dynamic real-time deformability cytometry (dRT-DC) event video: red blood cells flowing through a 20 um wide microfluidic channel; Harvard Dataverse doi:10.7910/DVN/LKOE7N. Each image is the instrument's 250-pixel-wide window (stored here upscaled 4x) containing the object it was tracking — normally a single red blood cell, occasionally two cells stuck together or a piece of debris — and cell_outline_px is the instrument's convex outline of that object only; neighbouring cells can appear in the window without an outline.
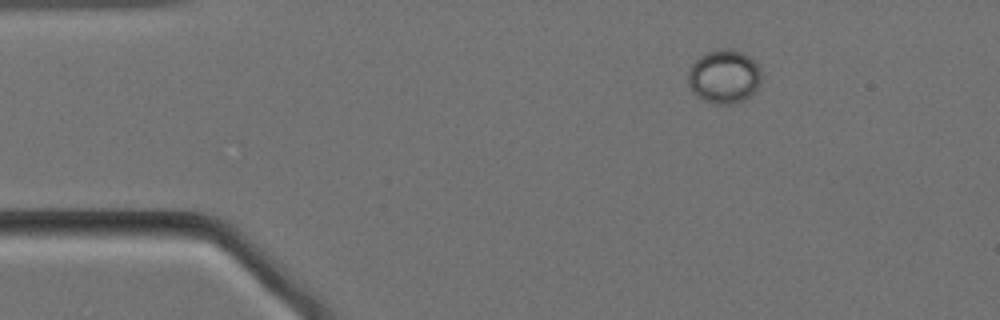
{"species": "Egyptian fruit bat (a non-hibernating species)", "species_latin": "Rousettus aegyptiacus", "temperature_condition": "cold", "stored_images_in_passage": 25, "camera_frame_rate_fps": 3000, "um_per_image_px": 0.085, "animal": {"sex": "female"}, "frame": {"image": 1, "passage_image": 1, "time_ms": 0.0, "image_size_px": [1000, 320], "cell_outline_px": [[760, 84], [744, 100], [736, 104], [712, 104], [696, 96], [692, 92], [688, 84], [688, 72], [692, 64], [704, 52], [716, 48], [732, 48], [744, 52], [756, 64], [760, 72]], "centroid_in_image_um": [61.51, 6.49], "position_along_channel_um": 23.5, "area_um2": 23.18}}
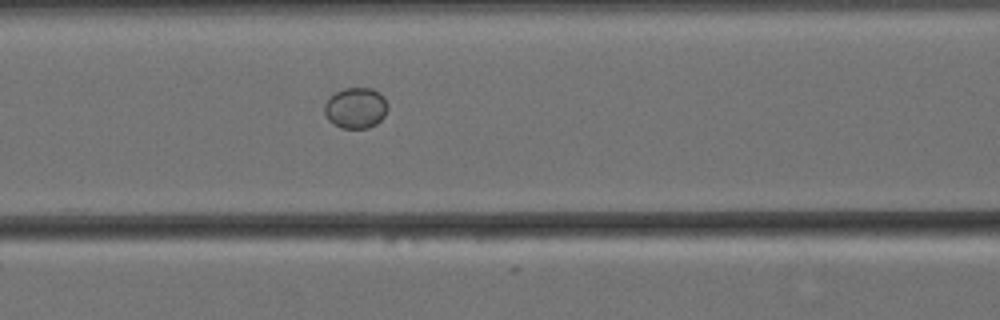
{"frame": {"image": 2, "passage_image": 16, "time_ms": 5.0, "image_size_px": [1000, 320], "cell_outline_px": [[388, 108], [384, 116], [376, 124], [368, 128], [340, 128], [332, 124], [328, 120], [324, 112], [324, 104], [336, 92], [344, 88], [372, 88], [380, 92], [384, 96], [388, 104]], "centroid_in_image_um": [30.25, 9.18], "position_along_channel_um": 136.3, "area_um2": 15.2}}
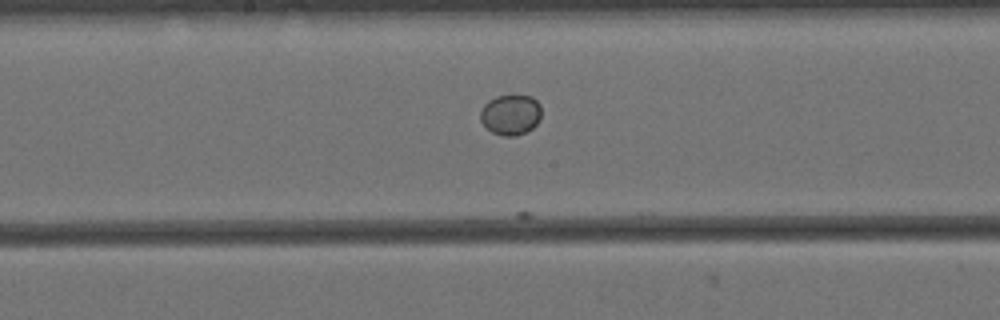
{"frame": {"image": 3, "passage_image": 22, "time_ms": 7.0, "image_size_px": [1000, 320], "cell_outline_px": [[540, 120], [532, 128], [524, 132], [512, 136], [504, 136], [492, 132], [480, 120], [480, 112], [484, 104], [488, 100], [496, 96], [532, 96], [540, 104]], "centroid_in_image_um": [43.4, 9.74], "position_along_channel_um": 204.8, "area_um2": 14.22}}